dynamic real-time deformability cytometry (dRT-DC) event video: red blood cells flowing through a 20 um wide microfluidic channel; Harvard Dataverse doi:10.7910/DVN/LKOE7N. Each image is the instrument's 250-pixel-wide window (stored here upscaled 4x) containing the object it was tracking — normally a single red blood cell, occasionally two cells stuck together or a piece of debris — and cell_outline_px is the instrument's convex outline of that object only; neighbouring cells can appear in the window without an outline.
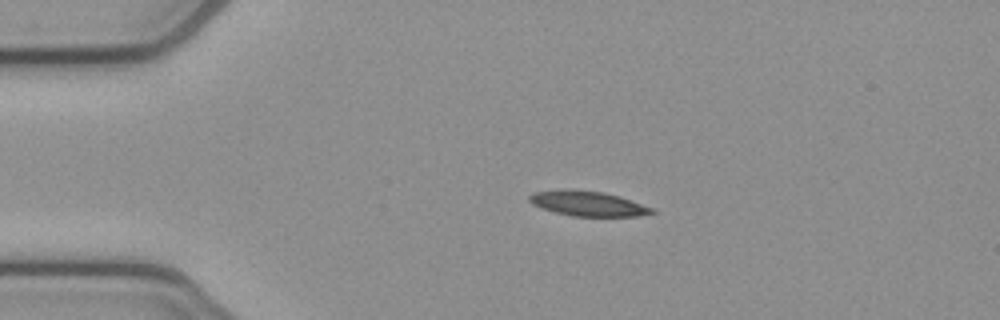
{"species": "common noctule bat (a hibernating species)", "species_latin": "Nyctalus noctula", "temperature_condition": "cold", "stored_images_in_passage": 4, "camera_frame_rate_fps": 3000, "um_per_image_px": 0.085, "animal": {"sex": "female", "body_mass_g": 21.9}, "frame": {"image": 1, "passage_image": 2, "time_ms": 0.333, "image_size_px": [1000, 320], "cell_outline_px": [[656, 212], [636, 216], [572, 216], [556, 212], [532, 204], [528, 200], [528, 196], [532, 192], [560, 188], [576, 188], [604, 192], [620, 196], [656, 208]], "centroid_in_image_um": [49.97, 17.27], "position_along_channel_um": 35.0, "area_um2": 18.26}}
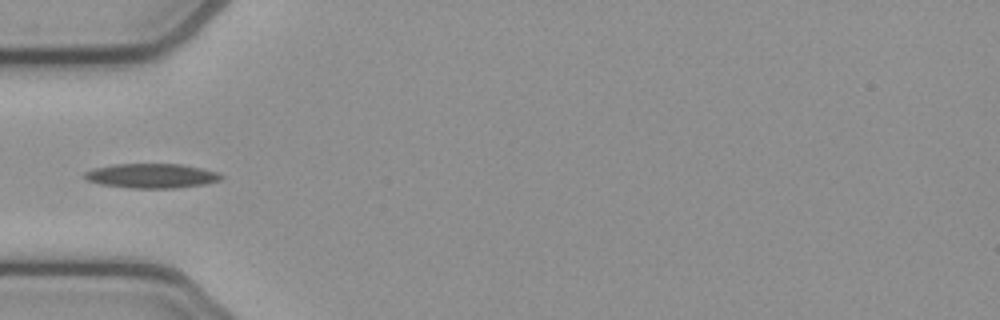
{"frame": {"image": 2, "passage_image": 4, "time_ms": 1.0, "image_size_px": [1000, 320], "cell_outline_px": [[224, 176], [220, 180], [204, 184], [176, 188], [132, 188], [100, 184], [88, 180], [80, 176], [84, 172], [92, 168], [112, 164], [180, 164], [200, 168], [216, 172]], "centroid_in_image_um": [12.82, 14.94], "position_along_channel_um": 72.2, "area_um2": 19.54}}